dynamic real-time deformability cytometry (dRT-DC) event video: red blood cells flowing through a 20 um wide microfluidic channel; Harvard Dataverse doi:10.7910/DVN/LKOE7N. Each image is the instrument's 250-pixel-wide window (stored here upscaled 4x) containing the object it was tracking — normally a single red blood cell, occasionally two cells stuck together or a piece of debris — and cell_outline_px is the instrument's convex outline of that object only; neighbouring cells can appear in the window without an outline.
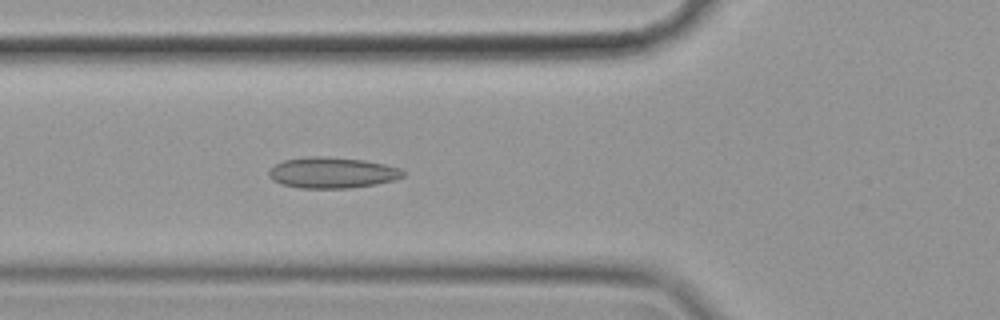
{"species": "common noctule bat (a hibernating species)", "species_latin": "Nyctalus noctula", "temperature_condition": "cold", "stored_images_in_passage": 55, "camera_frame_rate_fps": 3000, "um_per_image_px": 0.085, "animal": {"sex": "female", "body_mass_g": 19.9}, "frame": {"image": 1, "passage_image": 19, "time_ms": 6.0, "image_size_px": [1000, 320], "cell_outline_px": [[404, 176], [396, 180], [376, 184], [348, 188], [300, 188], [284, 184], [272, 180], [268, 176], [268, 172], [276, 164], [284, 160], [304, 156], [324, 156], [364, 160], [384, 164], [400, 168], [404, 172]], "centroid_in_image_um": [28.24, 14.67], "position_along_channel_um": 97.6, "area_um2": 24.22}}
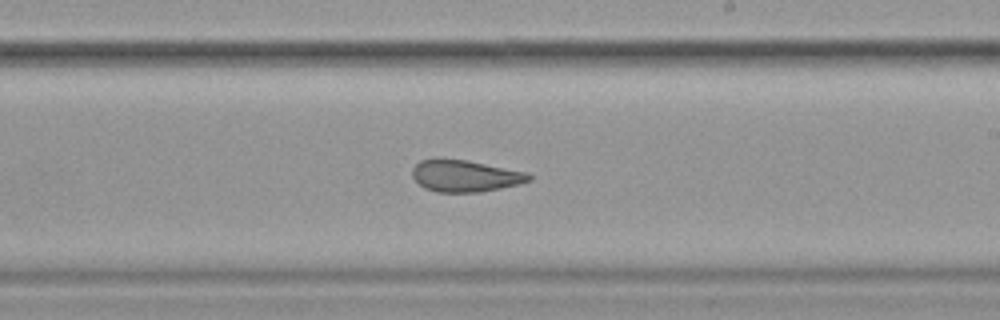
{"frame": {"image": 2, "passage_image": 32, "time_ms": 10.333, "image_size_px": [1000, 320], "cell_outline_px": [[532, 180], [520, 184], [480, 192], [436, 192], [424, 188], [412, 176], [412, 168], [420, 160], [468, 160], [528, 172], [532, 176]], "centroid_in_image_um": [39.58, 14.97], "position_along_channel_um": 249.4, "area_um2": 21.44}}
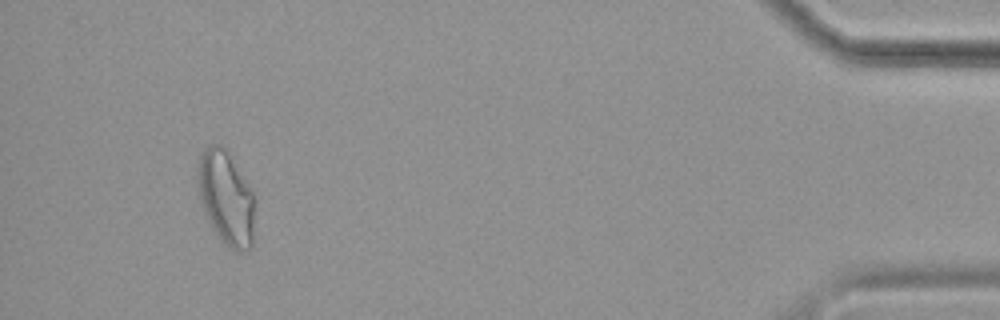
{"frame": {"image": 3, "passage_image": 52, "time_ms": 17.0, "image_size_px": [1000, 320], "cell_outline_px": [[252, 248], [248, 252], [236, 252], [212, 228], [200, 200], [196, 176], [196, 172], [200, 152], [208, 144], [220, 144], [228, 152], [252, 192]], "centroid_in_image_um": [19.16, 16.77], "position_along_channel_um": 416.0, "area_um2": 30.58}, "authors_computed_cell_mechanics": {"area_um2": 25.0852, "velocity_mm_per_s": 3.5215, "shape_relaxation_time_tau1_ms": null, "shape_relaxation_time_tau2_ms": 2.4581, "deformation_change_tau1": null, "deformation_change_tau2": 0.0887}}